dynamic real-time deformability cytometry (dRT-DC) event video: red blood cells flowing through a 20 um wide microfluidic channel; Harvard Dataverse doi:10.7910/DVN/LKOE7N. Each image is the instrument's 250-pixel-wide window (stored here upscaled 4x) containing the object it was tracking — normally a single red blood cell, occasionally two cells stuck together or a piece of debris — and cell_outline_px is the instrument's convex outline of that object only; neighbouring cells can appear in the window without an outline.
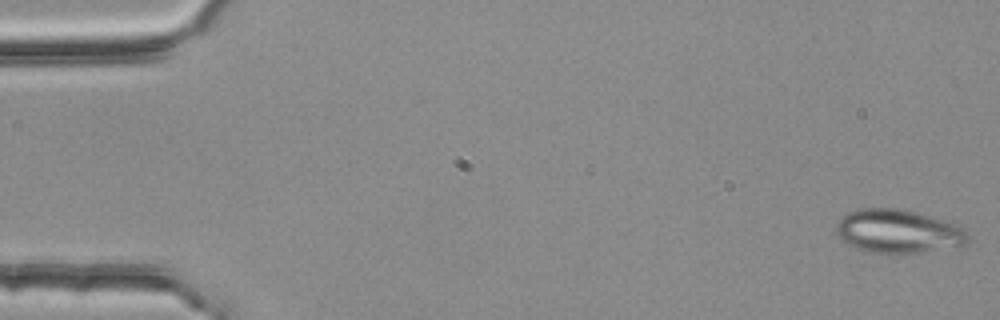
{"species": "common noctule bat (a hibernating species)", "species_latin": "Nyctalus noctula", "temperature_condition": "room temperature", "stored_images_in_passage": 53, "camera_frame_rate_fps": 3000, "um_per_image_px": 0.085, "animal": {"sex": "female", "body_mass_g": 25.1}, "frame": {"image": 1, "passage_image": 1, "time_ms": 0.0, "image_size_px": [1000, 320], "cell_outline_px": [[968, 244], [920, 252], [892, 256], [868, 252], [856, 248], [840, 240], [836, 236], [836, 224], [848, 212], [860, 208], [900, 208], [960, 224], [968, 232]], "centroid_in_image_um": [76.34, 19.68], "position_along_channel_um": 8.7, "area_um2": 34.16}}
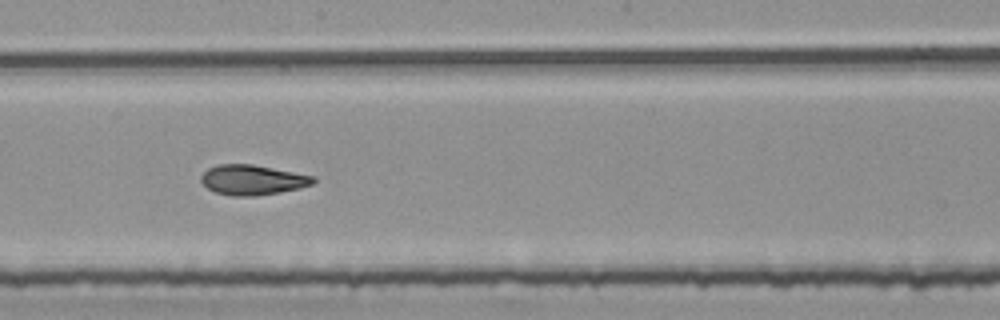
{"frame": {"image": 2, "passage_image": 30, "time_ms": 9.667, "image_size_px": [1000, 320], "cell_outline_px": [[316, 180], [312, 184], [300, 188], [280, 192], [256, 196], [232, 196], [216, 192], [208, 188], [200, 180], [200, 176], [208, 168], [220, 164], [252, 164], [316, 176]], "centroid_in_image_um": [21.48, 15.29], "position_along_channel_um": 226.7, "area_um2": 19.65}}
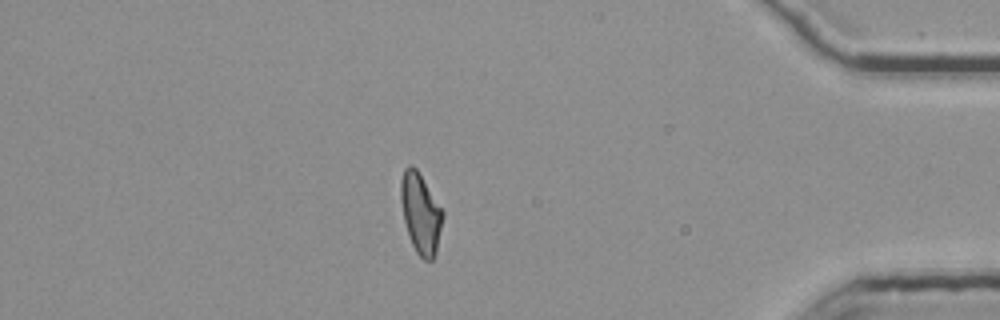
{"frame": {"image": 3, "passage_image": 47, "time_ms": 15.333, "image_size_px": [1000, 320], "cell_outline_px": [[444, 216], [436, 252], [432, 260], [424, 260], [416, 252], [412, 244], [404, 220], [400, 200], [400, 180], [404, 168], [408, 164], [412, 164], [416, 168], [444, 212]], "centroid_in_image_um": [35.74, 18.1], "position_along_channel_um": 399.5, "area_um2": 19.59}, "authors_computed_cell_mechanics": {"area_um2": 19.8254, "velocity_mm_per_s": 3.7784, "shape_relaxation_time_tau1_ms": null, "shape_relaxation_time_tau2_ms": 3.6434, "deformation_change_tau1": null, "deformation_change_tau2": 0.109}}